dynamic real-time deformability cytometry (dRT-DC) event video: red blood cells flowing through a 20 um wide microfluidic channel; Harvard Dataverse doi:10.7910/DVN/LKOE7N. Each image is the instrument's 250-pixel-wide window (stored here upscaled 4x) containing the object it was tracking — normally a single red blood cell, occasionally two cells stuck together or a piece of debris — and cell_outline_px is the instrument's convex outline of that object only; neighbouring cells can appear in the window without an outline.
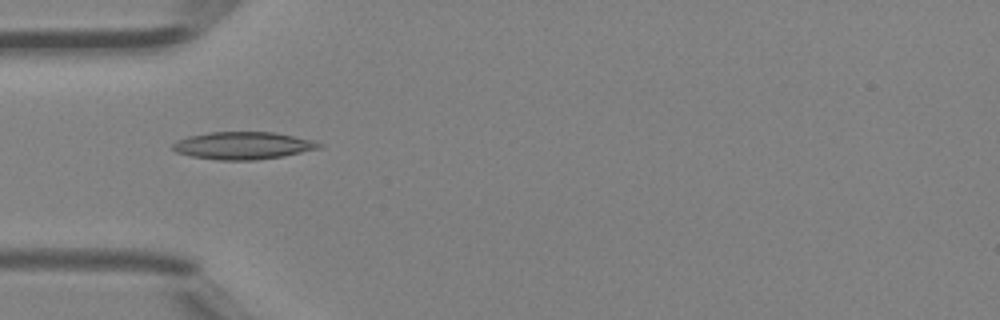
{"species": "Egyptian fruit bat (a non-hibernating species)", "species_latin": "Rousettus aegyptiacus", "temperature_condition": "room temperature", "stored_images_in_passage": 42, "camera_frame_rate_fps": 3000, "um_per_image_px": 0.085, "animal": {"sex": "female"}, "frame": {"image": 1, "passage_image": 11, "time_ms": 3.333, "image_size_px": [1000, 320], "cell_outline_px": [[324, 144], [320, 148], [284, 156], [256, 160], [216, 160], [192, 156], [176, 152], [172, 148], [172, 144], [176, 140], [188, 136], [208, 132], [276, 132], [316, 140]], "centroid_in_image_um": [20.69, 12.37], "position_along_channel_um": 64.3, "area_um2": 23.7}}
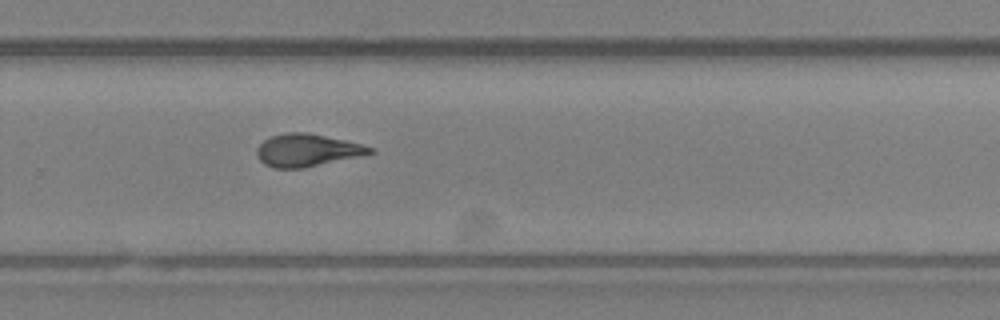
{"frame": {"image": 2, "passage_image": 27, "time_ms": 8.667, "image_size_px": [1000, 320], "cell_outline_px": [[376, 152], [304, 168], [272, 168], [264, 164], [256, 156], [256, 148], [264, 140], [272, 136], [284, 132], [308, 132], [344, 140], [376, 148]], "centroid_in_image_um": [26.07, 12.77], "position_along_channel_um": 303.7, "area_um2": 21.44}}
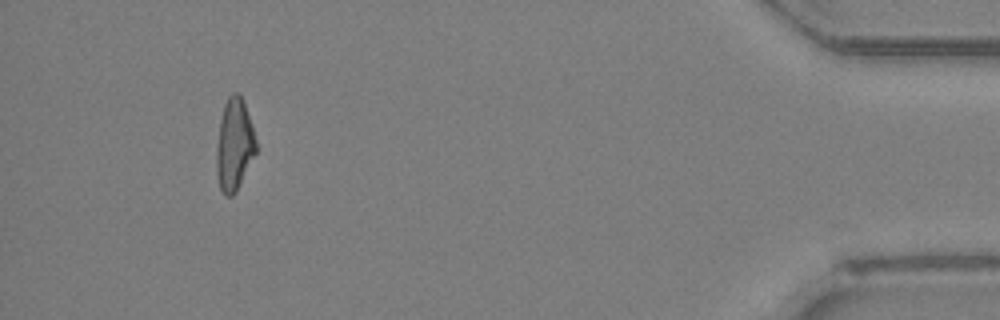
{"frame": {"image": 3, "passage_image": 39, "time_ms": 12.667, "image_size_px": [1000, 320], "cell_outline_px": [[256, 152], [236, 192], [232, 196], [224, 196], [220, 188], [216, 172], [216, 148], [220, 120], [224, 104], [228, 96], [232, 92], [236, 92], [244, 100], [252, 124], [256, 140]], "centroid_in_image_um": [19.91, 12.29], "position_along_channel_um": 415.3, "area_um2": 21.33}, "authors_computed_cell_mechanics": {"area_um2": 21.5016, "velocity_mm_per_s": 4.5213, "shape_relaxation_time_tau1_ms": 5.3915, "shape_relaxation_time_tau2_ms": 2.0764, "deformation_change_tau1": 0.1757, "deformation_change_tau2": 0.082}}